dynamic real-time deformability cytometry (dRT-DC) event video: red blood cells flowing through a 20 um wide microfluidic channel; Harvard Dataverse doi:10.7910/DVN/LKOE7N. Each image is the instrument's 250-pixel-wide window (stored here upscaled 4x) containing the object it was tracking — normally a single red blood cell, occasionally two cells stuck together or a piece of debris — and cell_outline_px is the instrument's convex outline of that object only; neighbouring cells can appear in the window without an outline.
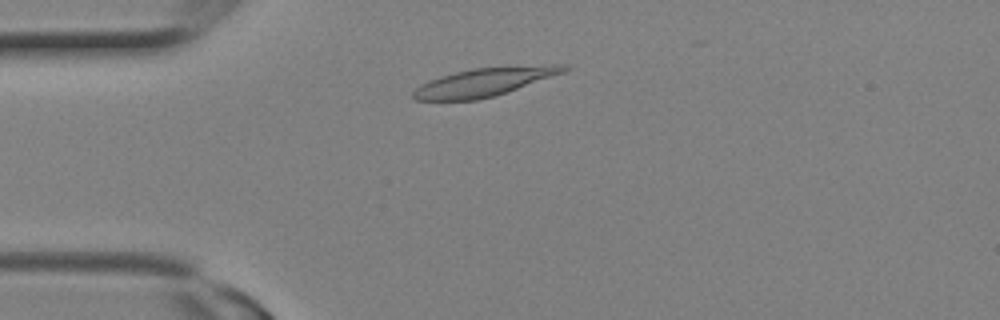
{"species": "Egyptian fruit bat (a non-hibernating species)", "species_latin": "Rousettus aegyptiacus", "temperature_condition": "room temperature", "stored_images_in_passage": 9, "camera_frame_rate_fps": 3000, "um_per_image_px": 0.085, "animal": {"sex": "female"}, "frame": {"image": 1, "passage_image": 3, "time_ms": 0.667, "image_size_px": [1000, 320], "cell_outline_px": [[572, 68], [564, 72], [492, 96], [476, 100], [416, 100], [412, 96], [412, 92], [420, 84], [428, 80], [440, 76], [472, 68], [552, 64], [568, 64]], "centroid_in_image_um": [41.15, 6.95], "position_along_channel_um": 43.9, "area_um2": 24.57}}
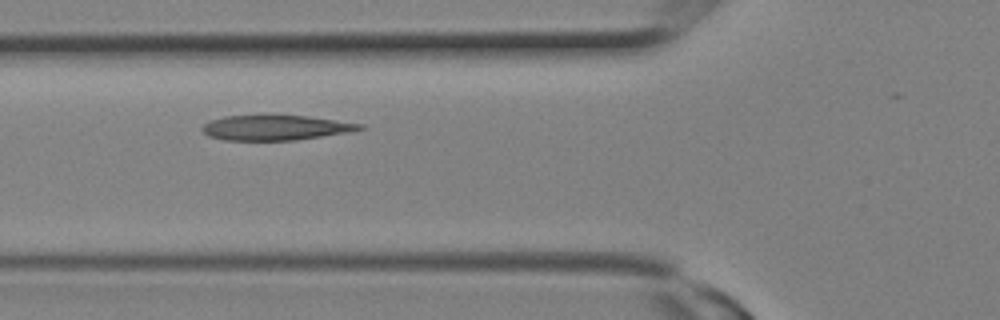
{"frame": {"image": 2, "passage_image": 6, "time_ms": 1.667, "image_size_px": [1000, 320], "cell_outline_px": [[364, 128], [348, 132], [296, 140], [224, 140], [208, 136], [200, 128], [204, 124], [212, 120], [224, 116], [304, 116], [364, 124]], "centroid_in_image_um": [23.39, 10.86], "position_along_channel_um": 102.4, "area_um2": 22.54}}
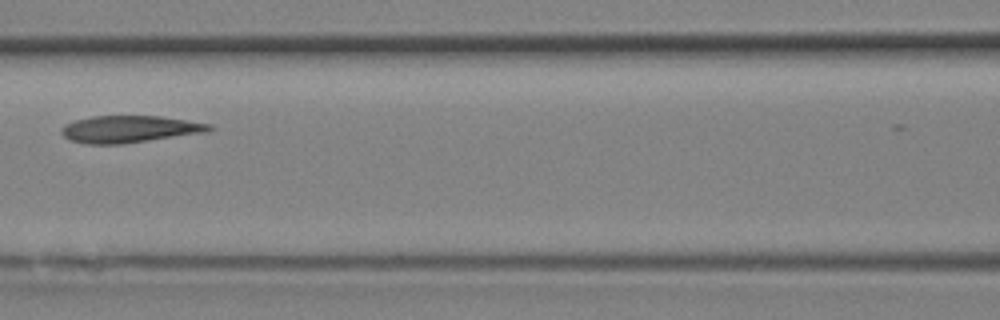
{"frame": {"image": 3, "passage_image": 8, "time_ms": 2.333, "image_size_px": [1000, 320], "cell_outline_px": [[216, 128], [208, 132], [124, 144], [84, 144], [68, 140], [60, 132], [60, 128], [64, 124], [76, 120], [92, 116], [160, 116], [212, 124]], "centroid_in_image_um": [11.01, 10.98], "position_along_channel_um": 155.6, "area_um2": 23.58}}